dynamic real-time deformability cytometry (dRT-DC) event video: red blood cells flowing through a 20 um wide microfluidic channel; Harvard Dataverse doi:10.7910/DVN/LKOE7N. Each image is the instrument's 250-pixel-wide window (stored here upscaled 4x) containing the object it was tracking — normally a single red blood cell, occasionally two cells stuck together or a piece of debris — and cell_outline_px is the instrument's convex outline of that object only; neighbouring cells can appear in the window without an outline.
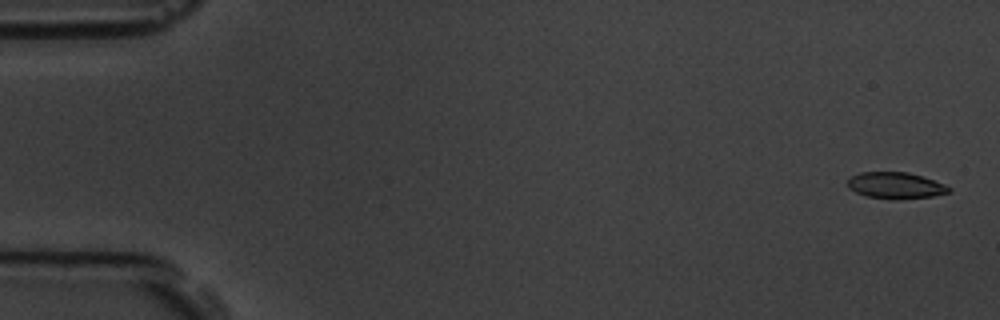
{"species": "common noctule bat (a hibernating species)", "species_latin": "Nyctalus noctula", "temperature_condition": "room temperature", "stored_images_in_passage": 8, "camera_frame_rate_fps": 3000, "um_per_image_px": 0.085, "animal": {"sex": "male", "body_mass_g": 19.5, "forearm_length_mm": 54.6}, "frame": {"image": 1, "passage_image": 1, "time_ms": 0.0, "image_size_px": [1000, 320], "cell_outline_px": [[952, 192], [932, 196], [892, 200], [868, 196], [856, 192], [848, 188], [848, 180], [852, 176], [860, 172], [908, 172], [924, 176], [944, 184], [952, 188]], "centroid_in_image_um": [76.16, 15.76], "position_along_channel_um": 8.8, "area_um2": 15.66}}
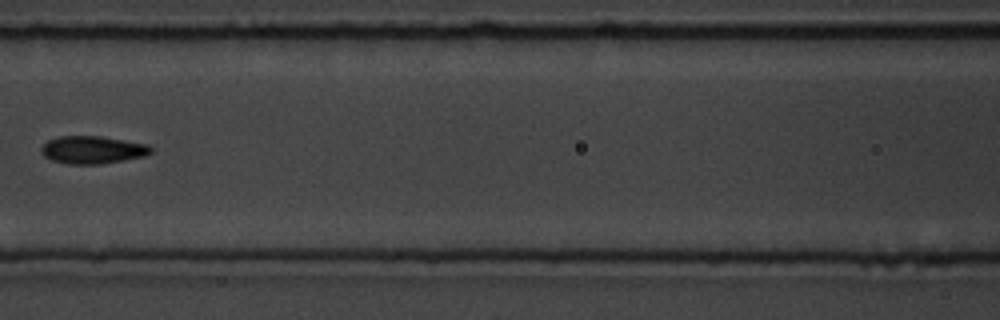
{"frame": {"image": 2, "passage_image": 7, "time_ms": 7.667, "image_size_px": [1000, 320], "cell_outline_px": [[152, 152], [144, 156], [124, 160], [100, 164], [68, 164], [52, 160], [44, 156], [40, 152], [40, 148], [48, 140], [60, 136], [100, 136], [148, 144], [152, 148]], "centroid_in_image_um": [7.86, 12.73], "position_along_channel_um": 158.7, "area_um2": 17.69}}
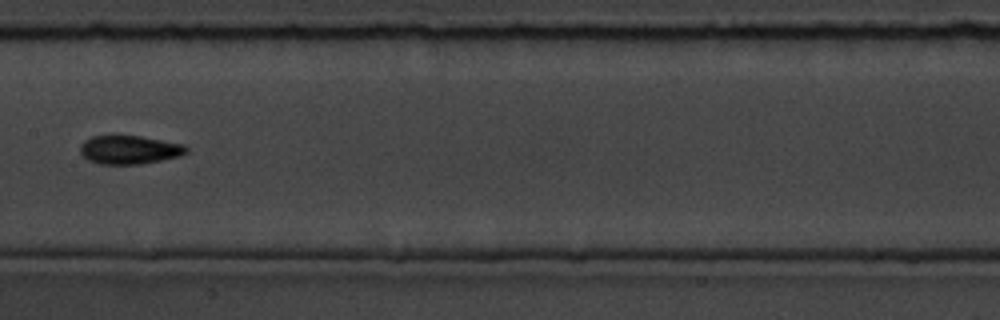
{"frame": {"image": 3, "passage_image": 8, "time_ms": 8.667, "image_size_px": [1000, 320], "cell_outline_px": [[188, 152], [180, 156], [140, 164], [100, 164], [88, 160], [80, 152], [80, 144], [84, 140], [92, 136], [112, 132], [140, 136], [184, 144], [188, 148]], "centroid_in_image_um": [10.95, 12.68], "position_along_channel_um": 196.5, "area_um2": 18.32}}